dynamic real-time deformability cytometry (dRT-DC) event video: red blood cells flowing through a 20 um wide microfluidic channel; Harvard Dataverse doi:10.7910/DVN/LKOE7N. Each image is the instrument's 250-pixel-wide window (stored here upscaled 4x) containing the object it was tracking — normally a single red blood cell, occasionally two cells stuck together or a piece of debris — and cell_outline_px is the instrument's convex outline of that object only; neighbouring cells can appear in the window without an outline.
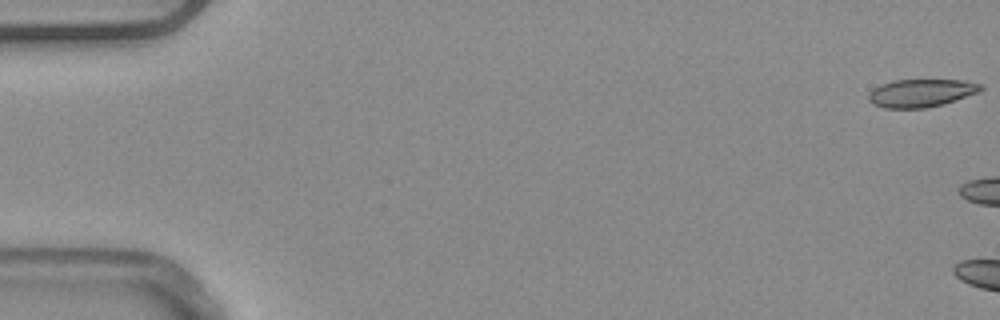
{"species": "common noctule bat (a hibernating species)", "species_latin": "Nyctalus noctula", "temperature_condition": "warm", "stored_images_in_passage": 5, "camera_frame_rate_fps": 3000, "um_per_image_px": 0.085, "animal": {"sex": "male", "body_mass_g": 20.4}, "frame": {"image": 1, "passage_image": 1, "time_ms": 0.0, "image_size_px": [1000, 320], "cell_outline_px": [[984, 88], [976, 92], [944, 104], [924, 108], [884, 108], [872, 104], [868, 100], [868, 92], [872, 88], [880, 84], [892, 80], [964, 80], [980, 84]], "centroid_in_image_um": [78.21, 7.9], "position_along_channel_um": 6.8, "area_um2": 18.26}}